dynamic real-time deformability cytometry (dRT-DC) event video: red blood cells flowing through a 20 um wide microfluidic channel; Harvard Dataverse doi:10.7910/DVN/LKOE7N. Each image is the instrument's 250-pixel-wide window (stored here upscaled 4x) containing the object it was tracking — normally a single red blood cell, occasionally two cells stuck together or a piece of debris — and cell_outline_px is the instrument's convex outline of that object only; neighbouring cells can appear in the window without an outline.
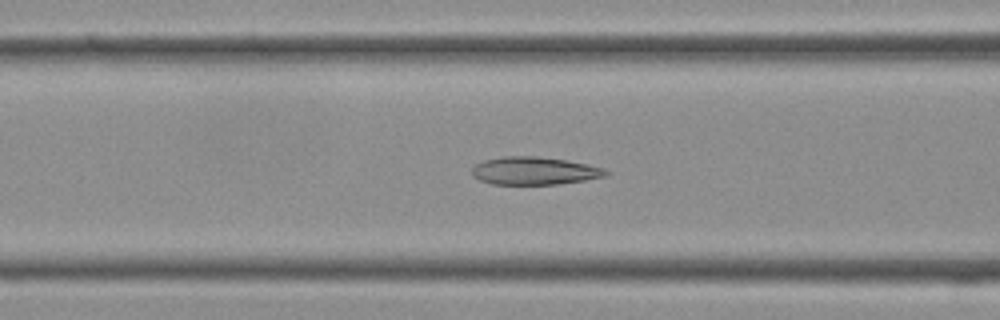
{"species": "Egyptian fruit bat (a non-hibernating species)", "species_latin": "Rousettus aegyptiacus", "temperature_condition": "cold", "stored_images_in_passage": 28, "camera_frame_rate_fps": 3000, "um_per_image_px": 0.085, "frame": {"image": 1, "passage_image": 4, "time_ms": 1.0, "image_size_px": [1000, 320], "cell_outline_px": [[612, 172], [604, 176], [584, 180], [556, 184], [492, 184], [480, 180], [472, 176], [472, 168], [476, 164], [484, 160], [504, 156], [536, 156], [564, 160], [588, 164], [604, 168]], "centroid_in_image_um": [45.41, 14.52], "position_along_channel_um": 121.2, "area_um2": 21.62}}
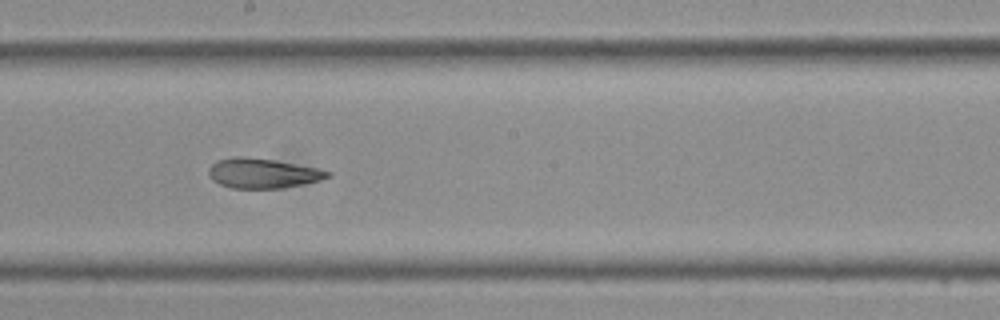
{"frame": {"image": 2, "passage_image": 10, "time_ms": 3.0, "image_size_px": [1000, 320], "cell_outline_px": [[332, 176], [320, 180], [284, 188], [232, 188], [220, 184], [212, 180], [208, 176], [208, 168], [216, 160], [236, 156], [240, 156], [272, 160], [316, 168], [332, 172]], "centroid_in_image_um": [22.3, 14.73], "position_along_channel_um": 225.9, "area_um2": 20.58}}
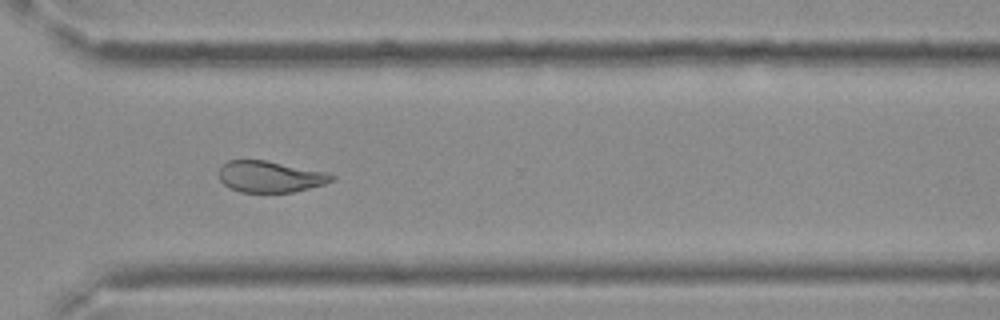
{"frame": {"image": 3, "passage_image": 17, "time_ms": 5.333, "image_size_px": [1000, 320], "cell_outline_px": [[336, 180], [324, 184], [292, 192], [240, 192], [224, 184], [220, 180], [220, 168], [228, 160], [264, 160], [324, 172], [336, 176]], "centroid_in_image_um": [22.97, 15.02], "position_along_channel_um": 347.6, "area_um2": 20.23}}